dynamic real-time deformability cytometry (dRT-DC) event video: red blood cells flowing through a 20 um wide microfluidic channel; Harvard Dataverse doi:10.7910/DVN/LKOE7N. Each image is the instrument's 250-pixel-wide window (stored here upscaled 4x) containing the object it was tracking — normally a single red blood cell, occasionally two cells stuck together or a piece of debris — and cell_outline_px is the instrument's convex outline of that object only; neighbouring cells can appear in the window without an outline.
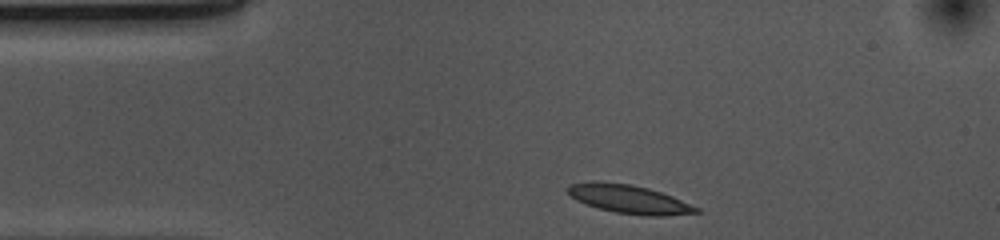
{"species": "common noctule bat (a hibernating species)", "species_latin": "Nyctalus noctula", "temperature_condition": "cold", "stored_images_in_passage": 33, "camera_frame_rate_fps": 3000, "um_per_image_px": 0.085, "animal": {"sex": "female", "body_mass_g": 10.0, "forearm_length_mm": 53.1}, "frame": {"image": 1, "passage_image": 1, "time_ms": 0.0, "image_size_px": [1000, 240], "cell_outline_px": [[700, 212], [664, 216], [644, 216], [616, 212], [600, 208], [576, 200], [568, 192], [568, 188], [572, 184], [596, 180], [628, 184], [648, 188], [672, 196], [700, 208]], "centroid_in_image_um": [53.5, 16.93], "position_along_channel_um": 31.5, "area_um2": 21.1}}
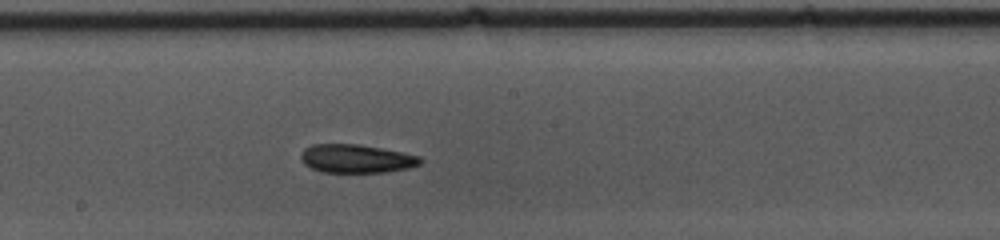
{"frame": {"image": 2, "passage_image": 19, "time_ms": 6.0, "image_size_px": [1000, 240], "cell_outline_px": [[424, 160], [420, 164], [408, 168], [384, 172], [320, 172], [304, 164], [300, 156], [300, 152], [304, 148], [312, 144], [360, 144], [420, 156]], "centroid_in_image_um": [30.26, 13.48], "position_along_channel_um": 217.9, "area_um2": 19.83}}
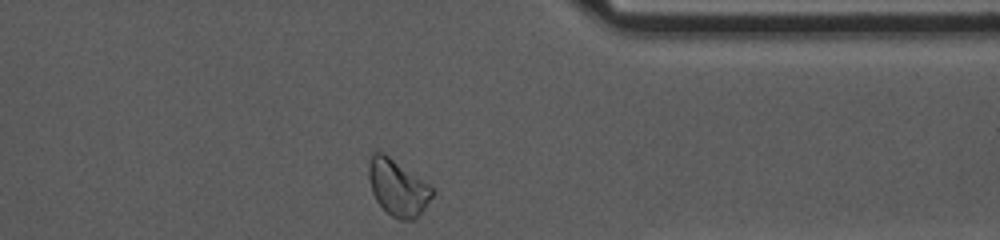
{"frame": {"image": 3, "passage_image": 33, "time_ms": 10.667, "image_size_px": [1000, 240], "cell_outline_px": [[436, 192], [424, 208], [412, 220], [400, 220], [392, 216], [376, 200], [372, 192], [368, 176], [368, 164], [372, 156], [376, 152], [384, 152], [432, 184], [436, 188]], "centroid_in_image_um": [33.86, 15.91], "position_along_channel_um": 377.5, "area_um2": 21.1}, "authors_computed_cell_mechanics": {"area_um2": 19.9988, "velocity_mm_per_s": 3.6694, "shape_relaxation_time_tau1_ms": null, "shape_relaxation_time_tau2_ms": 10.0376, "deformation_change_tau1": null, "deformation_change_tau2": 0.1695}}